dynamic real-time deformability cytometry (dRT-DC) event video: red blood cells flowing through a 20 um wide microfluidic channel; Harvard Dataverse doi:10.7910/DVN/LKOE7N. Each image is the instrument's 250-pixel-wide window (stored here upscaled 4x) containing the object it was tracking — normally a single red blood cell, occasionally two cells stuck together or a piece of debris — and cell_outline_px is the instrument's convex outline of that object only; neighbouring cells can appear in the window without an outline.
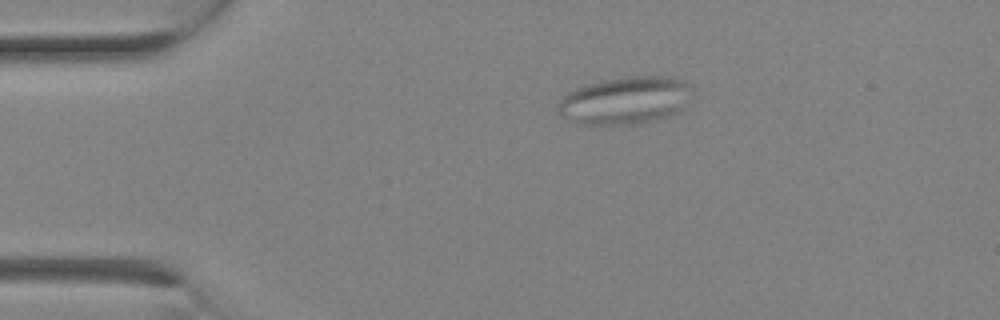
{"species": "Egyptian fruit bat (a non-hibernating species)", "species_latin": "Rousettus aegyptiacus", "temperature_condition": "room temperature", "stored_images_in_passage": 3, "camera_frame_rate_fps": 3000, "um_per_image_px": 0.085, "animal": {"sex": "female"}, "frame": {"image": 1, "passage_image": 3, "time_ms": 0.667, "image_size_px": [1000, 320], "cell_outline_px": [[692, 88], [680, 112], [656, 120], [640, 124], [576, 124], [568, 120], [556, 108], [556, 104], [560, 96], [576, 88], [588, 84], [604, 80], [624, 76], [676, 76], [684, 80]], "centroid_in_image_um": [53.12, 8.53], "position_along_channel_um": 31.9, "area_um2": 37.51}}